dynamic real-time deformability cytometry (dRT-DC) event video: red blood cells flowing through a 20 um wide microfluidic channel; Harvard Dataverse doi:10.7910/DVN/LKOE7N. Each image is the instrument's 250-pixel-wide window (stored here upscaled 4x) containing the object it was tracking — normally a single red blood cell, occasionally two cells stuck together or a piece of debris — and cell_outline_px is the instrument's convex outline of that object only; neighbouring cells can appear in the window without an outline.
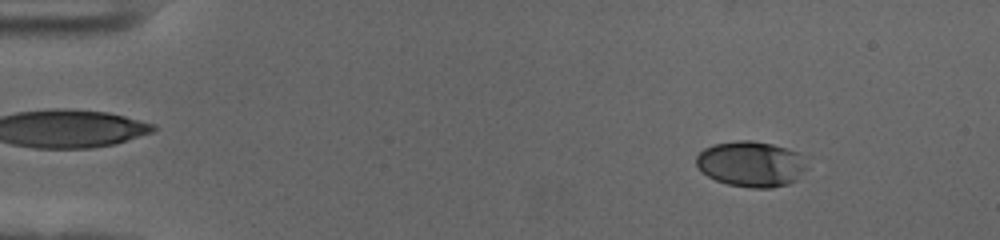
{"species": "human", "species_latin": "Homo sapiens", "temperature_condition": "cold", "stored_images_in_passage": 58, "camera_frame_rate_fps": 3000, "um_per_image_px": 0.085, "donor": {"sex": "female"}, "frame": {"image": 1, "passage_image": 7, "time_ms": 2.0, "image_size_px": [1000, 240], "cell_outline_px": [[808, 168], [796, 180], [788, 184], [772, 188], [752, 188], [728, 184], [716, 180], [700, 172], [696, 168], [696, 156], [704, 148], [712, 144], [736, 140], [752, 140], [772, 144], [800, 152]], "centroid_in_image_um": [63.83, 13.93], "position_along_channel_um": 21.2, "area_um2": 29.82}}
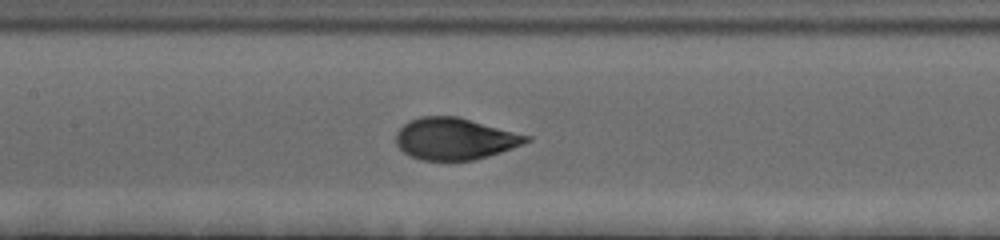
{"frame": {"image": 2, "passage_image": 28, "time_ms": 9.0, "image_size_px": [1000, 240], "cell_outline_px": [[532, 140], [524, 144], [488, 156], [472, 160], [420, 160], [408, 156], [396, 144], [396, 132], [408, 120], [420, 116], [460, 116], [532, 136]], "centroid_in_image_um": [38.67, 11.78], "position_along_channel_um": 168.7, "area_um2": 32.08}}
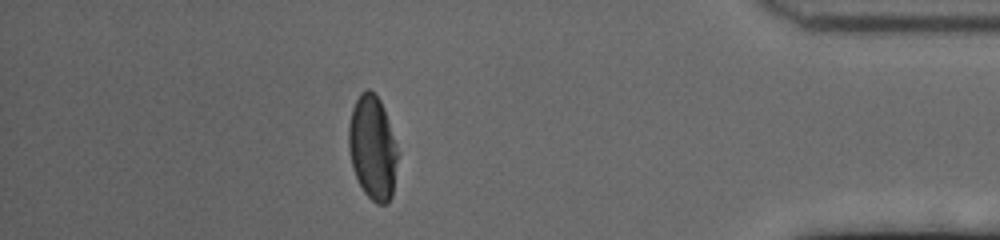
{"frame": {"image": 3, "passage_image": 51, "time_ms": 16.667, "image_size_px": [1000, 240], "cell_outline_px": [[396, 160], [392, 196], [388, 204], [376, 204], [364, 192], [352, 168], [348, 148], [348, 124], [352, 108], [360, 92], [368, 88], [380, 100], [384, 108], [396, 144]], "centroid_in_image_um": [31.64, 12.54], "position_along_channel_um": 403.6, "area_um2": 29.54}, "authors_computed_cell_mechanics": {"area_um2": 30.6629, "velocity_mm_per_s": 3.5413, "shape_relaxation_time_tau1_ms": 3.342, "shape_relaxation_time_tau2_ms": null, "deformation_change_tau1": 0.155, "deformation_change_tau2": null}}